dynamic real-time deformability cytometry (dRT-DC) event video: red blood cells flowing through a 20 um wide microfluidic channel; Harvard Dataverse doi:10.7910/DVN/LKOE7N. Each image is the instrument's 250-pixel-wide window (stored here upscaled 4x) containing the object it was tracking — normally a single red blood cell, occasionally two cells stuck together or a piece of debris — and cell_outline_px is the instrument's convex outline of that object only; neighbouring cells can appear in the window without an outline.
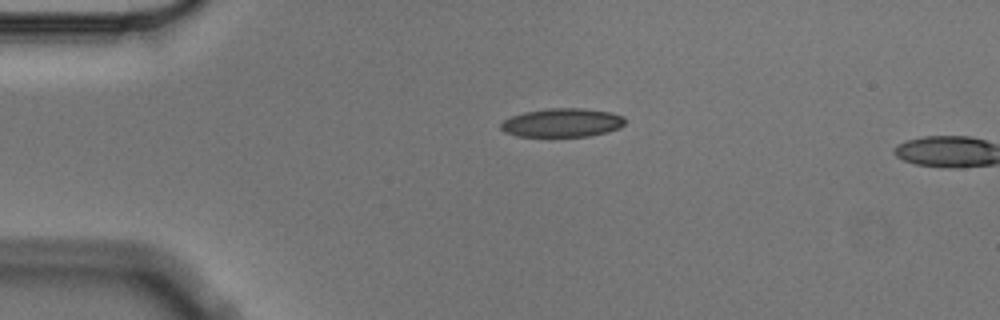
{"species": "Egyptian fruit bat (a non-hibernating species)", "species_latin": "Rousettus aegyptiacus", "temperature_condition": "cold", "stored_images_in_passage": 2, "camera_frame_rate_fps": 3000, "um_per_image_px": 0.085, "animal": {"sex": "male"}, "frame": {"image": 1, "passage_image": 1, "time_ms": 0.0, "image_size_px": [1000, 320], "cell_outline_px": [[628, 120], [620, 128], [608, 132], [592, 136], [516, 136], [504, 132], [500, 128], [500, 124], [504, 120], [512, 116], [524, 112], [548, 108], [580, 108], [612, 112], [624, 116]], "centroid_in_image_um": [47.83, 10.43], "position_along_channel_um": 37.2, "area_um2": 20.98}}